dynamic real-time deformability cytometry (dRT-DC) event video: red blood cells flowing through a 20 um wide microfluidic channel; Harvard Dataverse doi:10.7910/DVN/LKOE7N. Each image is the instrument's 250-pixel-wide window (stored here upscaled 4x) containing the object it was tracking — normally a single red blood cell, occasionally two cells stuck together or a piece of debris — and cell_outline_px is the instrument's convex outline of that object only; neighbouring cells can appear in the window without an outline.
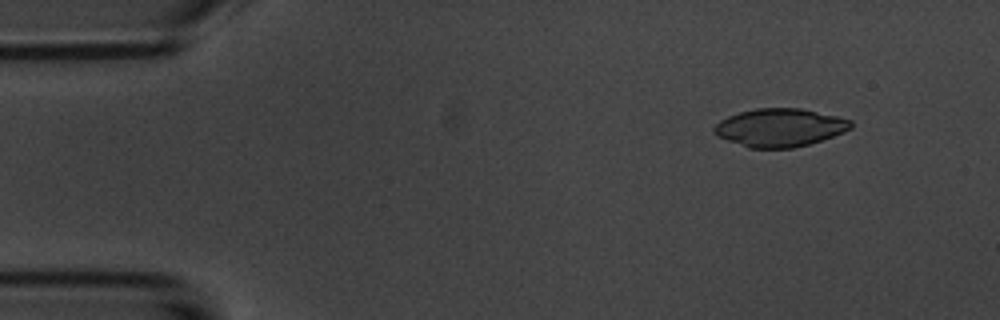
{"species": "common noctule bat (a hibernating species)", "species_latin": "Nyctalus noctula", "temperature_condition": "room temperature", "stored_images_in_passage": 5, "camera_frame_rate_fps": 3000, "um_per_image_px": 0.085, "animal": {"sex": "male", "body_mass_g": 20.1, "forearm_length_mm": 53.5}, "frame": {"image": 1, "passage_image": 2, "time_ms": 1.333, "image_size_px": [1000, 320], "cell_outline_px": [[852, 128], [844, 132], [808, 144], [792, 148], [748, 148], [728, 140], [712, 132], [712, 128], [720, 120], [728, 116], [740, 112], [756, 108], [800, 108], [836, 116], [852, 120]], "centroid_in_image_um": [66.27, 10.84], "position_along_channel_um": 18.7, "area_um2": 30.17}}